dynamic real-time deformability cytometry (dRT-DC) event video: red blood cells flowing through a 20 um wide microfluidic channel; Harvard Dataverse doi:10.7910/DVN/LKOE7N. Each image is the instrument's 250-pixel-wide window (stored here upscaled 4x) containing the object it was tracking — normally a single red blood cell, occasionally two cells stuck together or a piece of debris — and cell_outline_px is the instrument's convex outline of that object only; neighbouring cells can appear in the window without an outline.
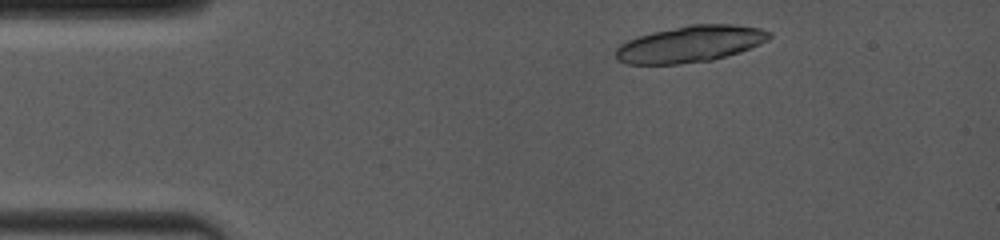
{"species": "common noctule bat (a hibernating species)", "species_latin": "Nyctalus noctula", "temperature_condition": "room temperature", "stored_images_in_passage": 3, "camera_frame_rate_fps": 4000, "um_per_image_px": 0.085, "animal": {"sex": "female", "body_mass_g": 19.0, "forearm_length_mm": 53.3}, "frame": {"image": 1, "passage_image": 2, "time_ms": 1.0, "image_size_px": [1000, 240], "cell_outline_px": [[772, 36], [768, 40], [760, 44], [740, 52], [712, 60], [680, 64], [628, 64], [616, 60], [616, 48], [620, 44], [636, 36], [652, 32], [692, 24], [736, 24], [760, 28], [772, 32]], "centroid_in_image_um": [58.68, 3.74], "position_along_channel_um": 26.3, "area_um2": 32.83}}